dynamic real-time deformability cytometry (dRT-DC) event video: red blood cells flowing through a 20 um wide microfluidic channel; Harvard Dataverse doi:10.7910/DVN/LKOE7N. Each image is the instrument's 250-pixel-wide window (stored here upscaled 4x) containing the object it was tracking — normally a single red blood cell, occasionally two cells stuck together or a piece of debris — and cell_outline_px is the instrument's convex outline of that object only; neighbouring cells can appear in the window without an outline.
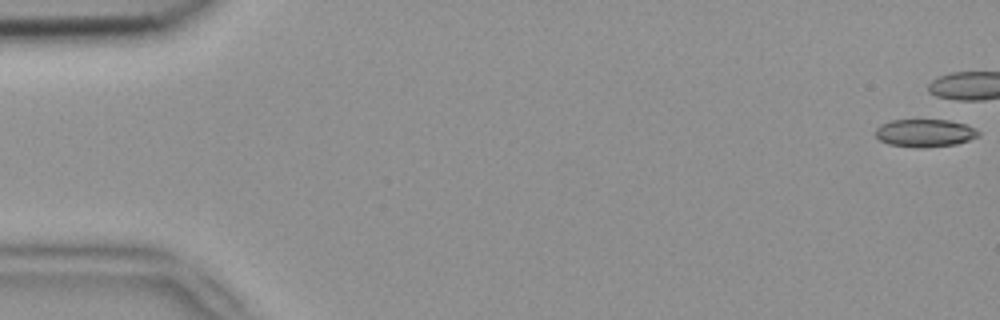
{"species": "common noctule bat (a hibernating species)", "species_latin": "Nyctalus noctula", "temperature_condition": "room temperature", "stored_images_in_passage": 6, "camera_frame_rate_fps": 3000, "um_per_image_px": 0.085, "animal": {"sex": "female", "body_mass_g": 18.4}, "frame": {"image": 1, "passage_image": 1, "time_ms": 0.0, "image_size_px": [1000, 320], "cell_outline_px": [[980, 136], [956, 144], [888, 144], [880, 140], [876, 136], [876, 128], [880, 124], [892, 120], [948, 120], [964, 124], [980, 132]], "centroid_in_image_um": [78.61, 11.24], "position_along_channel_um": 6.4, "area_um2": 15.55}}